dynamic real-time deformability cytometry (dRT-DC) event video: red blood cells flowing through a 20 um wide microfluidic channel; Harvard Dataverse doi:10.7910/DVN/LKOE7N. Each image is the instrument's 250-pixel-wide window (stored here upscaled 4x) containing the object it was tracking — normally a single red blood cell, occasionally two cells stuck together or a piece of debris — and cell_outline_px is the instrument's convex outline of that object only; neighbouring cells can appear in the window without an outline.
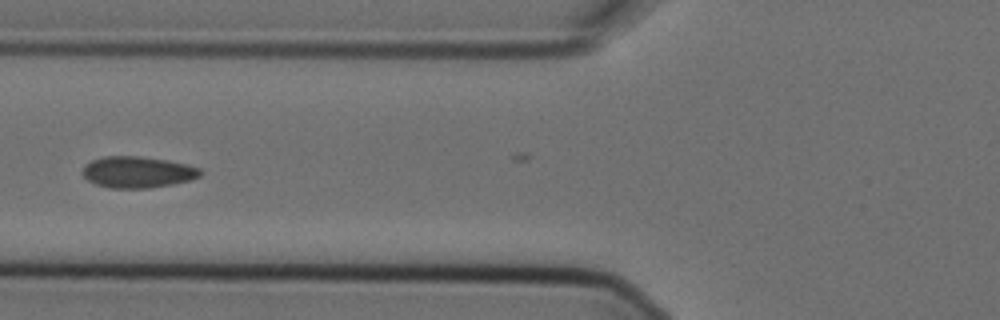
{"species": "Egyptian fruit bat (a non-hibernating species)", "species_latin": "Rousettus aegyptiacus", "temperature_condition": "cold", "stored_images_in_passage": 5, "camera_frame_rate_fps": 3000, "um_per_image_px": 0.085, "animal": {"sex": "female"}, "frame": {"image": 1, "passage_image": 4, "time_ms": 1.0, "image_size_px": [1000, 320], "cell_outline_px": [[204, 172], [200, 176], [188, 180], [172, 184], [148, 188], [108, 188], [96, 184], [88, 180], [80, 172], [84, 164], [92, 160], [104, 156], [140, 156], [188, 164], [200, 168]], "centroid_in_image_um": [11.67, 14.62], "position_along_channel_um": 114.1, "area_um2": 21.62}}